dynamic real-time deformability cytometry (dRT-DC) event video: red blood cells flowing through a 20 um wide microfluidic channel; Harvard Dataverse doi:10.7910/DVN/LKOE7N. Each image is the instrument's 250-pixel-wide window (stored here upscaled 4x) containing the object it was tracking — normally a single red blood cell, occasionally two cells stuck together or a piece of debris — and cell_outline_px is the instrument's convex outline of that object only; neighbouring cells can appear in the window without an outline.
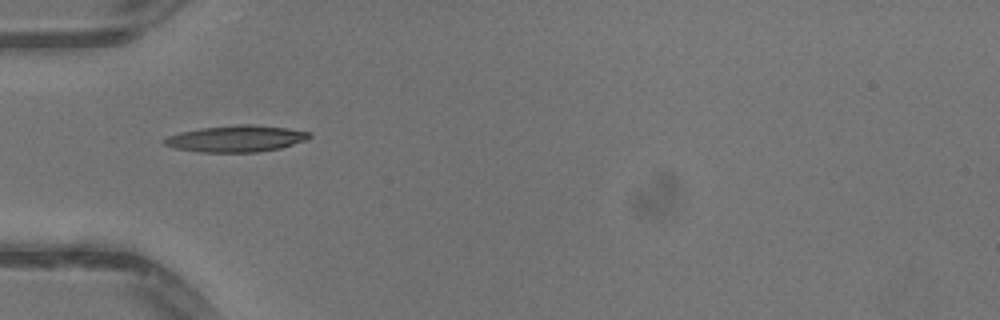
{"species": "common noctule bat (a hibernating species)", "species_latin": "Nyctalus noctula", "temperature_condition": "warm", "stored_images_in_passage": 24, "camera_frame_rate_fps": 3000, "um_per_image_px": 0.085, "animal": {"sex": "male", "body_mass_g": 13.3}, "frame": {"image": 1, "passage_image": 1, "time_ms": 0.0, "image_size_px": [1000, 320], "cell_outline_px": [[312, 136], [308, 140], [280, 148], [256, 152], [200, 152], [176, 148], [164, 144], [160, 140], [168, 136], [180, 132], [200, 128], [236, 124], [252, 124], [288, 128], [312, 132]], "centroid_in_image_um": [20.1, 11.77], "position_along_channel_um": 64.9, "area_um2": 22.6}}
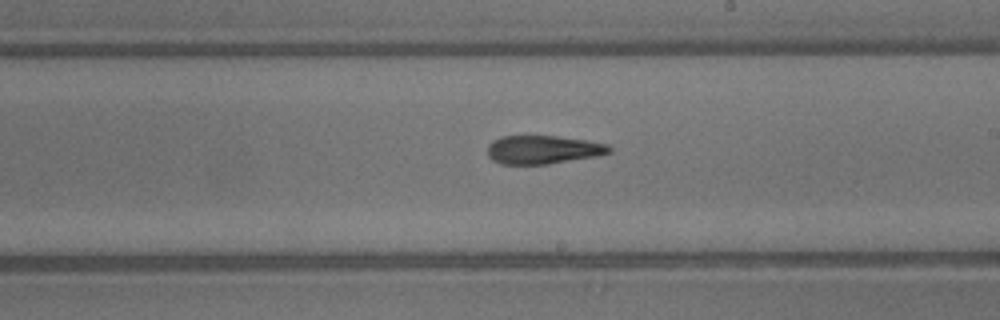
{"frame": {"image": 2, "passage_image": 14, "time_ms": 4.333, "image_size_px": [1000, 320], "cell_outline_px": [[612, 152], [596, 156], [548, 164], [500, 164], [492, 160], [488, 156], [488, 144], [492, 140], [500, 136], [556, 136], [584, 140], [608, 144], [612, 148]], "centroid_in_image_um": [46.13, 12.72], "position_along_channel_um": 242.9, "area_um2": 20.23}}
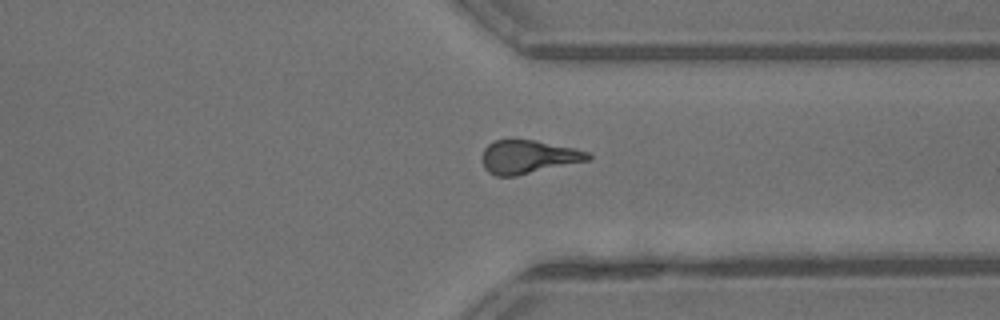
{"frame": {"image": 3, "passage_image": 23, "time_ms": 7.333, "image_size_px": [1000, 320], "cell_outline_px": [[592, 160], [516, 176], [496, 176], [488, 172], [484, 168], [480, 160], [484, 148], [488, 144], [496, 140], [536, 140], [572, 148], [588, 152], [592, 156]], "centroid_in_image_um": [44.89, 13.35], "position_along_channel_um": 366.5, "area_um2": 20.81}}